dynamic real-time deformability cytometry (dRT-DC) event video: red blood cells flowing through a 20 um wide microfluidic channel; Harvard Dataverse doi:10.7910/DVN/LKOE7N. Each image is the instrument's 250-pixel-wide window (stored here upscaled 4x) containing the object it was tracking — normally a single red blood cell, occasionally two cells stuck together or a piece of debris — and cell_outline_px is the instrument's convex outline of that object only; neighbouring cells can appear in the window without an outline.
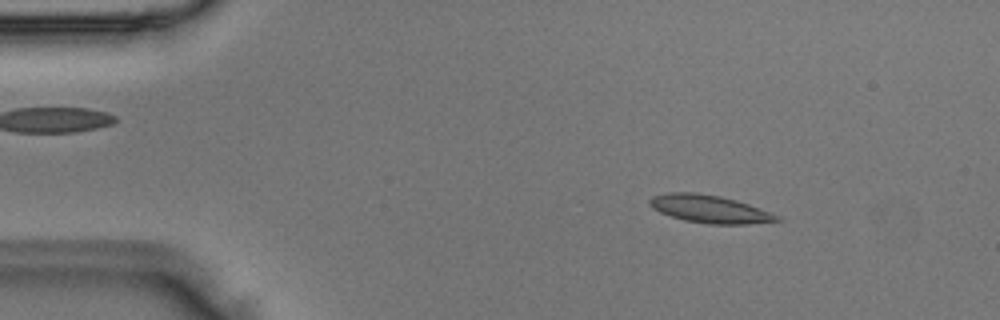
{"species": "Egyptian fruit bat (a non-hibernating species)", "species_latin": "Rousettus aegyptiacus", "temperature_condition": "room temperature", "stored_images_in_passage": 3, "camera_frame_rate_fps": 3000, "um_per_image_px": 0.085, "animal": {"sex": "male"}, "frame": {"image": 1, "passage_image": 1, "time_ms": 0.0, "image_size_px": [1000, 320], "cell_outline_px": [[784, 220], [748, 224], [708, 224], [684, 220], [660, 212], [652, 208], [648, 204], [648, 200], [652, 196], [672, 192], [696, 192], [720, 196], [736, 200], [772, 212], [780, 216]], "centroid_in_image_um": [60.34, 17.76], "position_along_channel_um": 24.7, "area_um2": 20.69}}
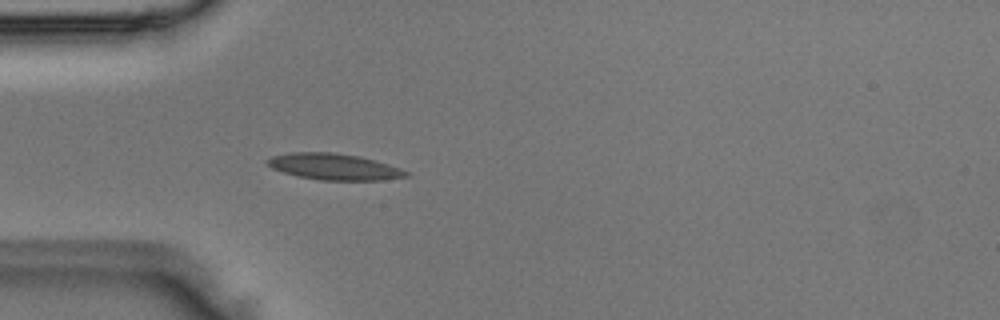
{"frame": {"image": 2, "passage_image": 3, "time_ms": 0.667, "image_size_px": [1000, 320], "cell_outline_px": [[408, 176], [384, 180], [320, 180], [296, 176], [272, 168], [264, 160], [272, 156], [292, 152], [332, 152], [360, 156], [388, 164], [400, 168], [408, 172]], "centroid_in_image_um": [28.38, 14.17], "position_along_channel_um": 56.6, "area_um2": 21.21}}